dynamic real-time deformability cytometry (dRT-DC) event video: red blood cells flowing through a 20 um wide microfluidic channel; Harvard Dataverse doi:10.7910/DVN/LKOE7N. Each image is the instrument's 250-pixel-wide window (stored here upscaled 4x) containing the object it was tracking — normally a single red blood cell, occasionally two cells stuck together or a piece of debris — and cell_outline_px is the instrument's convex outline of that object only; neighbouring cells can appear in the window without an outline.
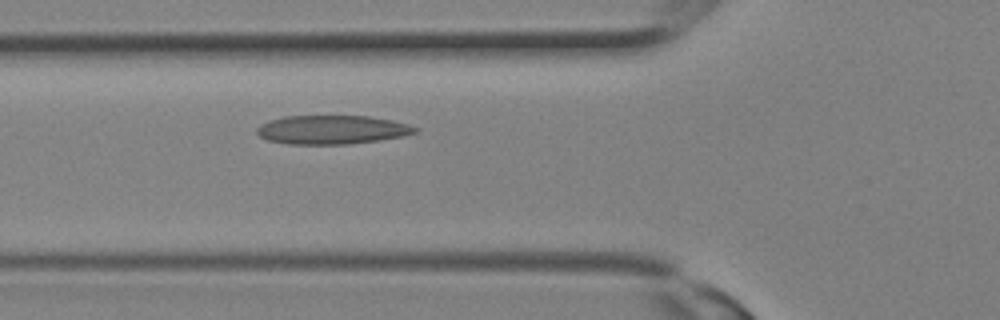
{"species": "Egyptian fruit bat (a non-hibernating species)", "species_latin": "Rousettus aegyptiacus", "temperature_condition": "room temperature", "stored_images_in_passage": 2, "camera_frame_rate_fps": 3000, "um_per_image_px": 0.085, "animal": {"sex": "female"}, "frame": {"image": 1, "passage_image": 2, "time_ms": 0.333, "image_size_px": [1000, 320], "cell_outline_px": [[420, 132], [404, 136], [380, 140], [348, 144], [288, 144], [268, 140], [260, 136], [256, 132], [256, 128], [260, 124], [268, 120], [284, 116], [368, 116], [392, 120], [408, 124], [420, 128]], "centroid_in_image_um": [28.25, 11.02], "position_along_channel_um": 97.6, "area_um2": 26.82}}